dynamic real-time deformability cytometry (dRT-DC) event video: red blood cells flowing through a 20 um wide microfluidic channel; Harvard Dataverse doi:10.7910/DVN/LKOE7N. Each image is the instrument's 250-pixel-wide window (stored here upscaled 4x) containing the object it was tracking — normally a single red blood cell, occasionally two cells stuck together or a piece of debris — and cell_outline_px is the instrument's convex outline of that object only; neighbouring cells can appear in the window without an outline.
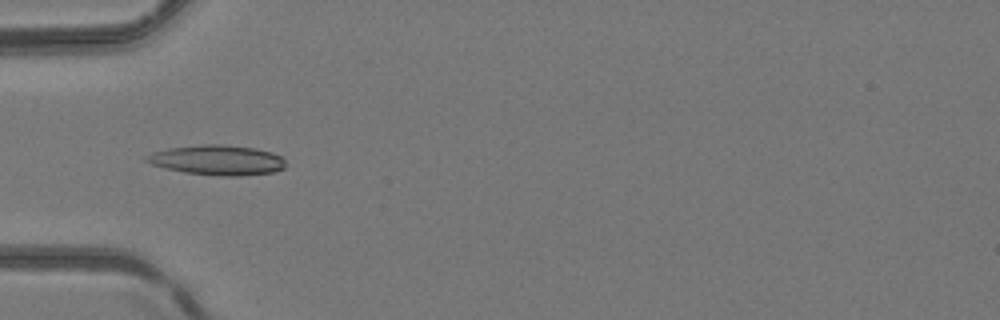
{"species": "common noctule bat (a hibernating species)", "species_latin": "Nyctalus noctula", "temperature_condition": "room temperature", "stored_images_in_passage": 7, "camera_frame_rate_fps": 3000, "um_per_image_px": 0.085, "animal": {"sex": "female", "body_mass_g": 24.6, "forearm_length_mm": 56.2}, "frame": {"image": 1, "passage_image": 2, "time_ms": 0.333, "image_size_px": [1000, 320], "cell_outline_px": [[284, 168], [272, 172], [240, 176], [224, 176], [184, 172], [164, 168], [152, 164], [144, 160], [144, 156], [152, 152], [168, 148], [200, 144], [224, 144], [256, 148], [272, 152], [280, 156], [284, 160]], "centroid_in_image_um": [18.44, 13.59], "position_along_channel_um": 66.6, "area_um2": 24.39}}
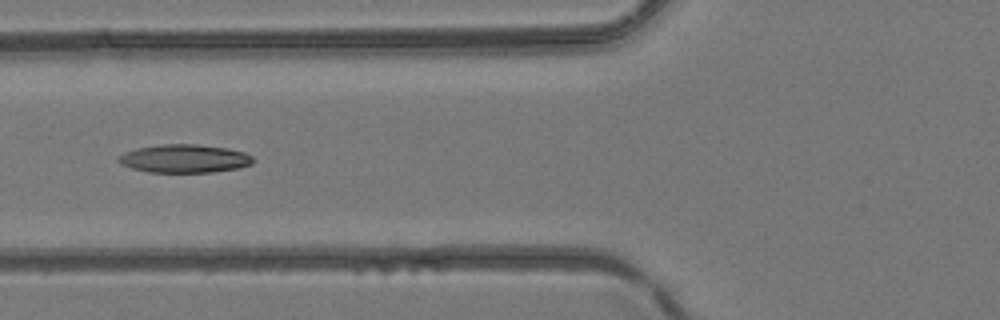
{"frame": {"image": 2, "passage_image": 5, "time_ms": 1.333, "image_size_px": [1000, 320], "cell_outline_px": [[252, 164], [240, 168], [212, 172], [148, 172], [132, 168], [120, 164], [116, 160], [124, 152], [136, 148], [160, 144], [196, 144], [228, 148], [244, 152], [252, 156]], "centroid_in_image_um": [15.67, 13.48], "position_along_channel_um": 110.1, "area_um2": 22.25}}